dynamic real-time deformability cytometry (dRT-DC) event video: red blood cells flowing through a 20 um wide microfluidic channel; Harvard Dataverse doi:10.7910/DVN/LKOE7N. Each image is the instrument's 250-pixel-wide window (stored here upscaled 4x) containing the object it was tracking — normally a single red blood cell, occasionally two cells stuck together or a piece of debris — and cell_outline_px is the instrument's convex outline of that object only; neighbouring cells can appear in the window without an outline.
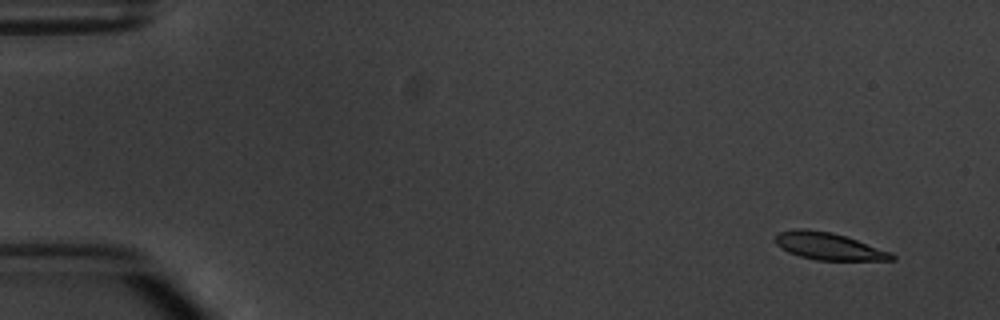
{"species": "common noctule bat (a hibernating species)", "species_latin": "Nyctalus noctula", "temperature_condition": "warm", "stored_images_in_passage": 3, "camera_frame_rate_fps": 3000, "um_per_image_px": 0.085, "animal": {"sex": "male", "body_mass_g": 20.1, "forearm_length_mm": 53.5}, "frame": {"image": 1, "passage_image": 1, "time_ms": 0.0, "image_size_px": [1000, 320], "cell_outline_px": [[896, 260], [816, 260], [800, 256], [788, 252], [776, 244], [776, 236], [780, 232], [796, 228], [804, 228], [828, 232], [844, 236], [892, 252], [896, 256]], "centroid_in_image_um": [70.45, 20.94], "position_along_channel_um": 14.5, "area_um2": 18.21}}